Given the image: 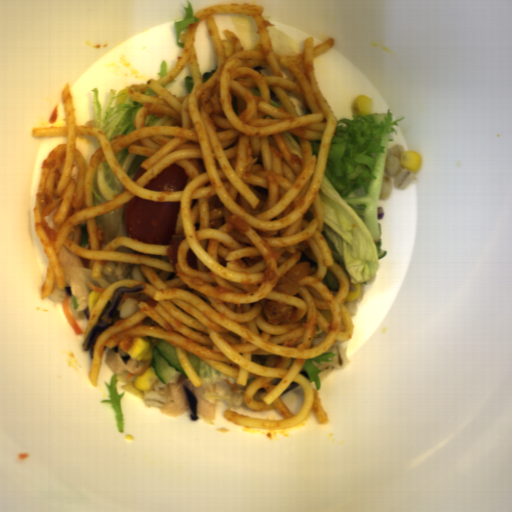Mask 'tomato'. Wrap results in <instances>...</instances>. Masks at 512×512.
Here are the masks:
<instances>
[{
  "label": "tomato",
  "mask_w": 512,
  "mask_h": 512,
  "mask_svg": "<svg viewBox=\"0 0 512 512\" xmlns=\"http://www.w3.org/2000/svg\"><path fill=\"white\" fill-rule=\"evenodd\" d=\"M178 202H156L135 196L125 203L123 218L127 237L145 243L168 245L177 233Z\"/></svg>",
  "instance_id": "obj_1"
},
{
  "label": "tomato",
  "mask_w": 512,
  "mask_h": 512,
  "mask_svg": "<svg viewBox=\"0 0 512 512\" xmlns=\"http://www.w3.org/2000/svg\"><path fill=\"white\" fill-rule=\"evenodd\" d=\"M188 178L189 176L185 173V168L174 163L143 187L162 191H182Z\"/></svg>",
  "instance_id": "obj_2"
},
{
  "label": "tomato",
  "mask_w": 512,
  "mask_h": 512,
  "mask_svg": "<svg viewBox=\"0 0 512 512\" xmlns=\"http://www.w3.org/2000/svg\"><path fill=\"white\" fill-rule=\"evenodd\" d=\"M146 171H147V170H145L144 168L140 167V168L136 171V173H135V175H134V177H133V179H132V182H136L139 178H141V177L145 174V172H146Z\"/></svg>",
  "instance_id": "obj_3"
}]
</instances>
